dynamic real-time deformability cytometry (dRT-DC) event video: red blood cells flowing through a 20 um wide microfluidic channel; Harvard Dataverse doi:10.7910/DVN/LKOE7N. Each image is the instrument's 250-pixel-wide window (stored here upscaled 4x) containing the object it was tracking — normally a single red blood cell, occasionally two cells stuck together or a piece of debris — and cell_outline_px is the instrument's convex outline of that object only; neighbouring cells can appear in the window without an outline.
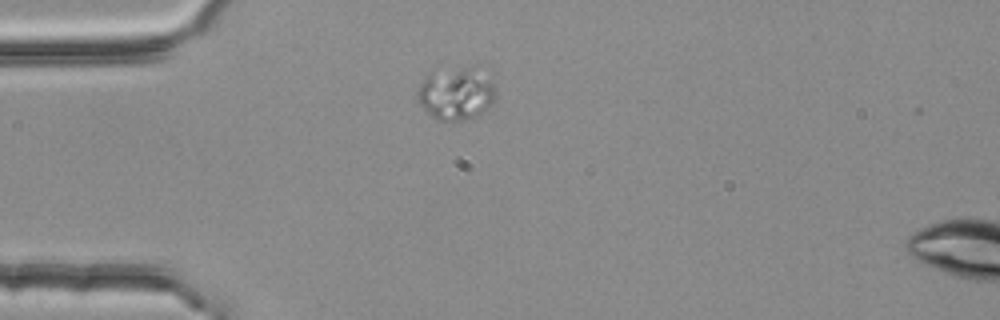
{"species": "common noctule bat (a hibernating species)", "species_latin": "Nyctalus noctula", "temperature_condition": "room temperature", "stored_images_in_passage": 35, "camera_frame_rate_fps": 3000, "um_per_image_px": 0.085, "animal": {"sex": "female", "body_mass_g": 25.1}, "frame": {"image": 1, "passage_image": 1, "time_ms": 0.0, "image_size_px": [1000, 320], "cell_outline_px": [[496, 100], [492, 104], [480, 112], [464, 120], [440, 120], [432, 116], [420, 104], [416, 92], [424, 76], [428, 72], [476, 64], [480, 64], [496, 84]], "centroid_in_image_um": [38.83, 7.85], "position_along_channel_um": 46.2, "area_um2": 24.74}}
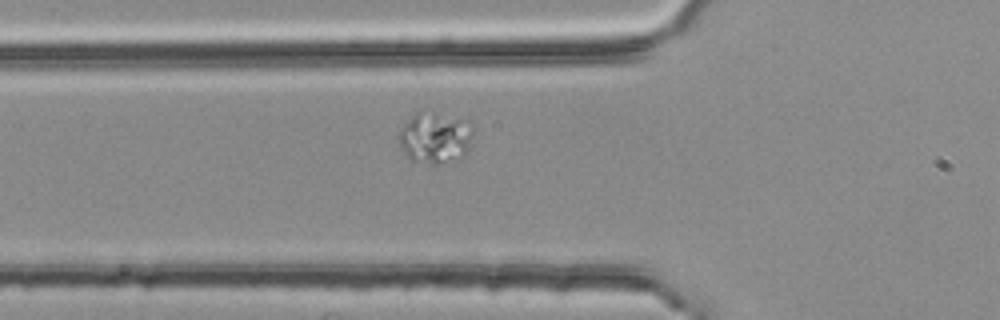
{"frame": {"image": 2, "passage_image": 6, "time_ms": 1.667, "image_size_px": [1000, 320], "cell_outline_px": [[472, 132], [468, 152], [436, 164], [432, 164], [408, 160], [396, 136], [412, 116], [416, 112], [436, 112], [472, 120]], "centroid_in_image_um": [36.98, 11.67], "position_along_channel_um": 88.8, "area_um2": 22.08}}